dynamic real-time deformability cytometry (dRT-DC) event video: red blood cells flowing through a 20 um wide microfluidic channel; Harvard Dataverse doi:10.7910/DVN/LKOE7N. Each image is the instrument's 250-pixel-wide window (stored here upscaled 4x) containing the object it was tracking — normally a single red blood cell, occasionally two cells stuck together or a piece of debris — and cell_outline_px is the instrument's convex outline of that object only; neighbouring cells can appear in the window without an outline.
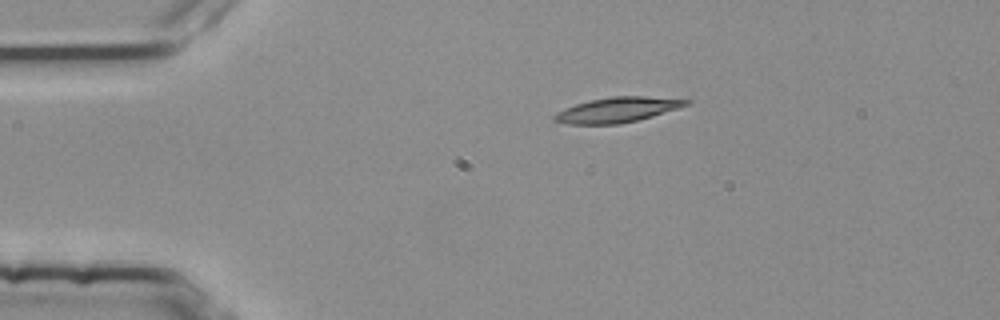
{"species": "common noctule bat (a hibernating species)", "species_latin": "Nyctalus noctula", "temperature_condition": "room temperature", "stored_images_in_passage": 2, "camera_frame_rate_fps": 3000, "um_per_image_px": 0.085, "animal": {"sex": "female", "body_mass_g": 25.1}, "frame": {"image": 1, "passage_image": 1, "time_ms": 0.0, "image_size_px": [1000, 320], "cell_outline_px": [[692, 104], [652, 116], [620, 124], [568, 124], [552, 120], [552, 116], [556, 112], [564, 108], [576, 104], [592, 100], [612, 96], [644, 96], [692, 100]], "centroid_in_image_um": [52.48, 9.33], "position_along_channel_um": 32.5, "area_um2": 19.25}}